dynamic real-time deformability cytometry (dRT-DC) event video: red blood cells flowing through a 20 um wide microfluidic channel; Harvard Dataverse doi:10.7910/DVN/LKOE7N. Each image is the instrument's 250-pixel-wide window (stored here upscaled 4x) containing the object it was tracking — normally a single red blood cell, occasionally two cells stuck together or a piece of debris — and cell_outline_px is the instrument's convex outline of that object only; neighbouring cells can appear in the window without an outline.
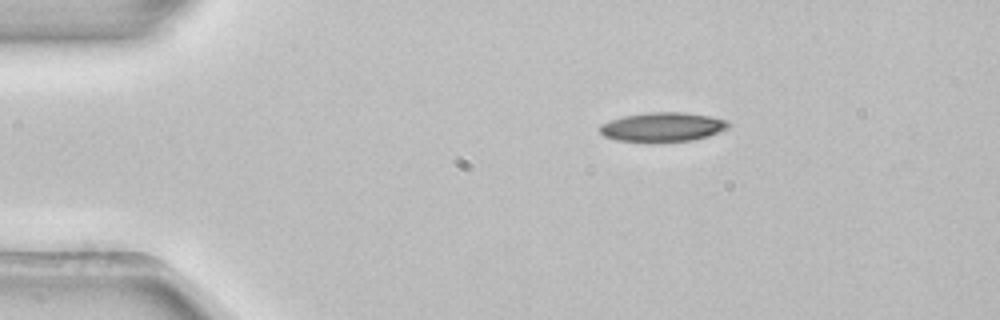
{"species": "common noctule bat (a hibernating species)", "species_latin": "Nyctalus noctula", "temperature_condition": "room temperature", "stored_images_in_passage": 2, "camera_frame_rate_fps": 3000, "um_per_image_px": 0.085, "animal": {"sex": "female", "body_mass_g": 22.7, "forearm_length_mm": 54.2}, "frame": {"image": 1, "passage_image": 1, "time_ms": 0.0, "image_size_px": [1000, 320], "cell_outline_px": [[732, 124], [728, 128], [708, 136], [692, 140], [652, 144], [616, 140], [604, 136], [600, 132], [600, 124], [624, 116], [648, 112], [684, 112], [712, 116], [728, 120]], "centroid_in_image_um": [56.34, 10.82], "position_along_channel_um": 28.7, "area_um2": 22.54}}